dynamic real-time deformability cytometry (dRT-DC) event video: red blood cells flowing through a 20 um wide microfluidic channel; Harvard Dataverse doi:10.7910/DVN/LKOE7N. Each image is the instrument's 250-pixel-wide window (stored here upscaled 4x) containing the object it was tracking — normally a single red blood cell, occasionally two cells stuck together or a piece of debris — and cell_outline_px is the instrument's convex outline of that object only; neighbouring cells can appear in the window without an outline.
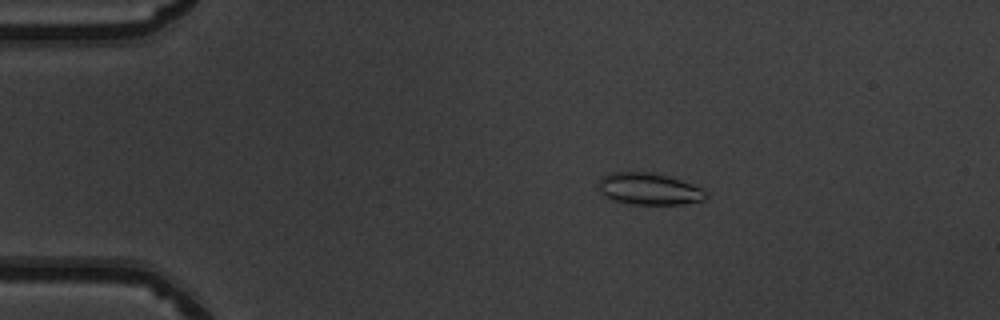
{"species": "common noctule bat (a hibernating species)", "species_latin": "Nyctalus noctula", "temperature_condition": "warm", "stored_images_in_passage": 51, "camera_frame_rate_fps": 3000, "um_per_image_px": 0.085, "animal": {"sex": "male", "body_mass_g": 19.5, "forearm_length_mm": 54.6}, "frame": {"image": 1, "passage_image": 10, "time_ms": 3.0, "image_size_px": [1000, 320], "cell_outline_px": [[708, 196], [704, 200], [680, 204], [628, 204], [612, 200], [604, 196], [600, 192], [596, 184], [604, 176], [612, 172], [648, 172], [668, 176], [704, 188], [708, 192]], "centroid_in_image_um": [55.16, 16.06], "position_along_channel_um": 29.8, "area_um2": 20.06}}
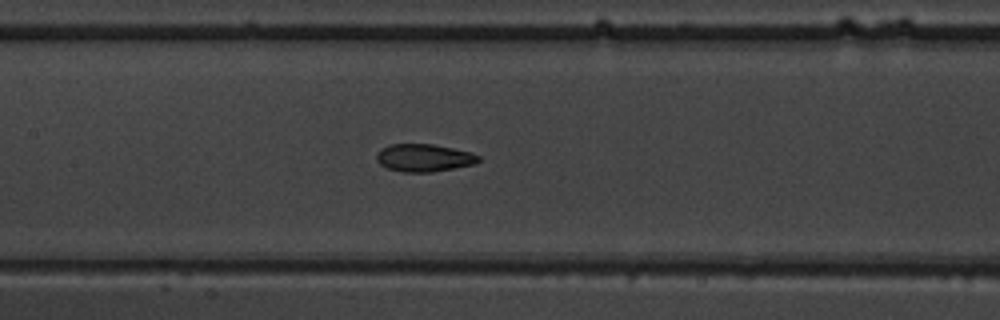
{"frame": {"image": 2, "passage_image": 25, "time_ms": 8.0, "image_size_px": [1000, 320], "cell_outline_px": [[480, 160], [476, 164], [432, 172], [404, 172], [384, 168], [376, 160], [376, 152], [380, 148], [388, 144], [432, 144], [472, 152], [480, 156]], "centroid_in_image_um": [36.01, 13.41], "position_along_channel_um": 171.4, "area_um2": 16.7}}
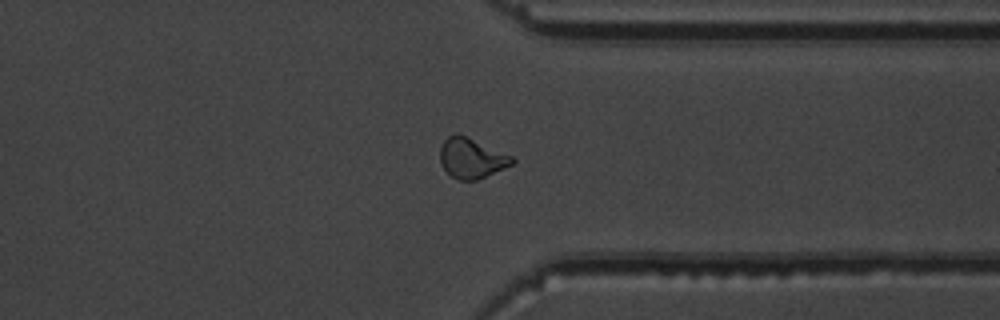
{"frame": {"image": 3, "passage_image": 40, "time_ms": 13.0, "image_size_px": [1000, 320], "cell_outline_px": [[516, 160], [512, 164], [504, 168], [476, 180], [460, 180], [452, 176], [444, 168], [440, 160], [440, 148], [444, 140], [448, 136], [456, 132], [512, 156]], "centroid_in_image_um": [40.06, 13.43], "position_along_channel_um": 371.3, "area_um2": 16.53}, "authors_computed_cell_mechanics": {"area_um2": 17.34, "velocity_mm_per_s": 4.0287, "shape_relaxation_time_tau1_ms": 5.3633, "shape_relaxation_time_tau2_ms": 1.5441, "deformation_change_tau1": 0.1733, "deformation_change_tau2": 0.0748}}